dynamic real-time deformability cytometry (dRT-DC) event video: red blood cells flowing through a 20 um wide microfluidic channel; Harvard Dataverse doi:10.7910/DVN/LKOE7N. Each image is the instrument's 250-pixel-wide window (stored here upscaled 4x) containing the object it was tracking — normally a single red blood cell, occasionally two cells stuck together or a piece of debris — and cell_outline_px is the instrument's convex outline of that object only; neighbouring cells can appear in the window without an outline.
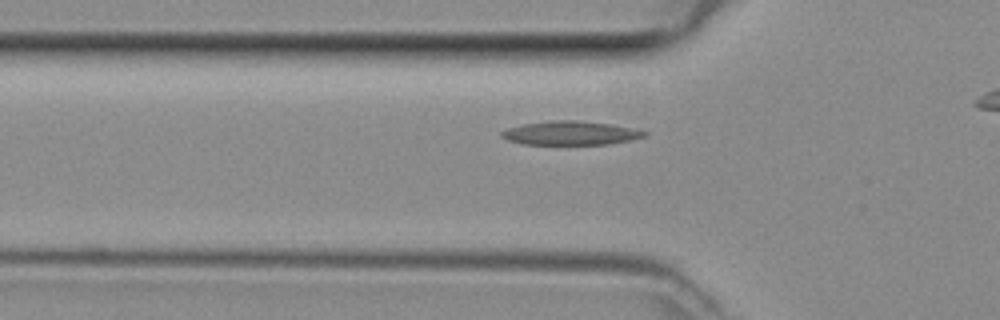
{"species": "common noctule bat (a hibernating species)", "species_latin": "Nyctalus noctula", "temperature_condition": "room temperature", "stored_images_in_passage": 30, "camera_frame_rate_fps": 3000, "um_per_image_px": 0.085, "animal": {"sex": "female", "body_mass_g": 29.2, "forearm_length_mm": 56.3}, "frame": {"image": 1, "passage_image": 7, "time_ms": 2.0, "image_size_px": [1000, 320], "cell_outline_px": [[648, 136], [632, 140], [608, 144], [524, 144], [508, 140], [500, 136], [500, 132], [508, 128], [524, 124], [552, 120], [576, 120], [640, 128], [648, 132]], "centroid_in_image_um": [48.57, 11.31], "position_along_channel_um": 77.2, "area_um2": 19.94}}
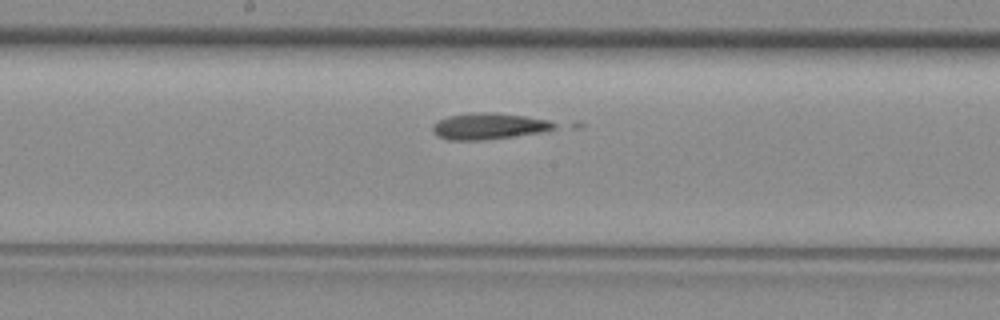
{"frame": {"image": 2, "passage_image": 16, "time_ms": 5.0, "image_size_px": [1000, 320], "cell_outline_px": [[556, 128], [540, 132], [484, 140], [448, 140], [432, 132], [432, 124], [448, 116], [472, 112], [492, 112], [524, 116], [548, 120], [556, 124]], "centroid_in_image_um": [41.51, 10.72], "position_along_channel_um": 206.7, "area_um2": 18.5}}
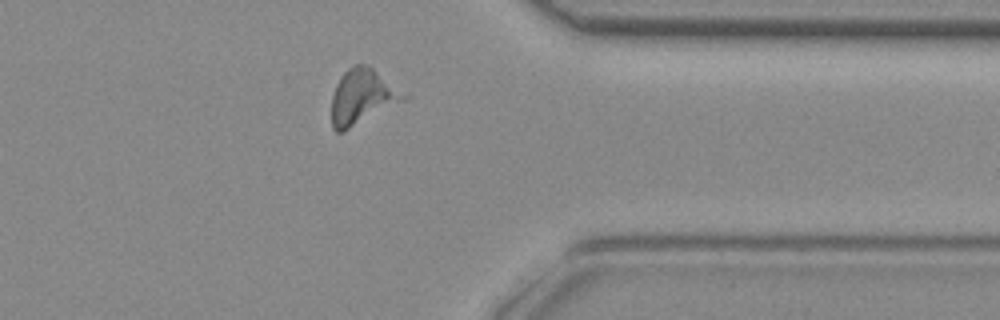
{"frame": {"image": 3, "passage_image": 29, "time_ms": 9.333, "image_size_px": [1000, 320], "cell_outline_px": [[408, 96], [404, 100], [344, 132], [336, 132], [332, 128], [332, 96], [336, 84], [340, 76], [348, 68], [356, 64], [368, 64]], "centroid_in_image_um": [30.75, 8.23], "position_along_channel_um": 380.6, "area_um2": 22.95}}